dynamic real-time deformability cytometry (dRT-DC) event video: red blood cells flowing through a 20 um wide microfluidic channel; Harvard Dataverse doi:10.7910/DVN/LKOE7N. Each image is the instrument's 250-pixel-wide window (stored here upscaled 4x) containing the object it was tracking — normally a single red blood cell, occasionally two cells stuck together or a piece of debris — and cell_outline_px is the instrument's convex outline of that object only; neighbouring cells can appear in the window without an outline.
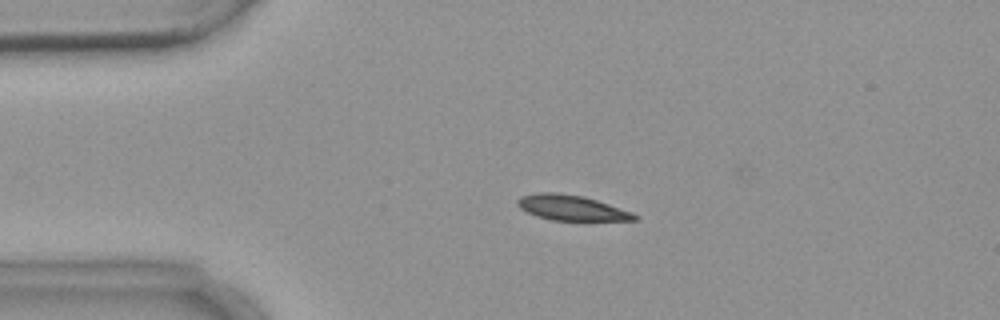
{"species": "common noctule bat (a hibernating species)", "species_latin": "Nyctalus noctula", "temperature_condition": "warm", "stored_images_in_passage": 4, "camera_frame_rate_fps": 3000, "um_per_image_px": 0.085, "animal": {"sex": "female", "body_mass_g": 18.4}, "frame": {"image": 1, "passage_image": 3, "time_ms": 3.0, "image_size_px": [1000, 320], "cell_outline_px": [[640, 220], [552, 220], [536, 216], [520, 208], [516, 204], [516, 200], [520, 196], [536, 192], [556, 192], [584, 196], [632, 212], [640, 216]], "centroid_in_image_um": [48.56, 17.65], "position_along_channel_um": 36.4, "area_um2": 17.28}}